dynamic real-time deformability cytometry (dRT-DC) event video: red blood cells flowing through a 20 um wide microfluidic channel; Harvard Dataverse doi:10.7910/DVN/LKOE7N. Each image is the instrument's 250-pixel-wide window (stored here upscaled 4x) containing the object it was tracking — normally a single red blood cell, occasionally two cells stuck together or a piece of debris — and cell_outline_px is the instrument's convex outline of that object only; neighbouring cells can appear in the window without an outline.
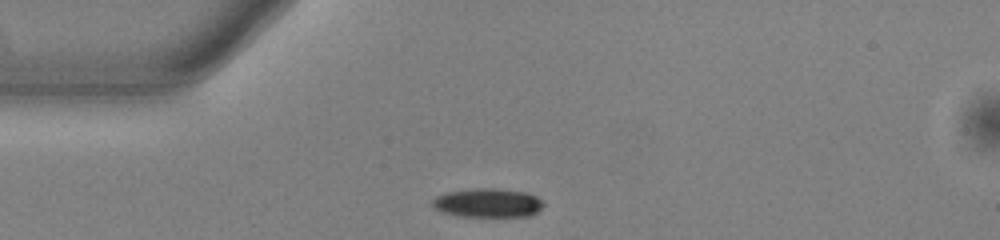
{"species": "common noctule bat (a hibernating species)", "species_latin": "Nyctalus noctula", "temperature_condition": "warm", "stored_images_in_passage": 41, "camera_frame_rate_fps": 3000, "um_per_image_px": 0.085, "animal": {"sex": "male", "body_mass_g": 13.0, "forearm_length_mm": 53.1}, "frame": {"image": 1, "passage_image": 1, "time_ms": 0.0, "image_size_px": [1000, 240], "cell_outline_px": [[544, 204], [532, 216], [464, 216], [444, 212], [436, 208], [432, 204], [432, 200], [436, 196], [448, 192], [476, 188], [496, 188], [524, 192], [536, 196]], "centroid_in_image_um": [41.48, 17.24], "position_along_channel_um": 43.5, "area_um2": 18.38}}
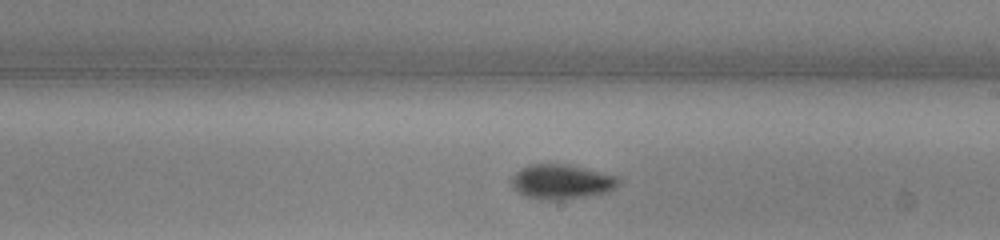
{"frame": {"image": 2, "passage_image": 18, "time_ms": 5.667, "image_size_px": [1000, 240], "cell_outline_px": [[620, 184], [616, 188], [608, 192], [560, 200], [552, 200], [524, 196], [516, 192], [512, 188], [512, 176], [520, 168], [532, 164], [564, 164], [620, 176]], "centroid_in_image_um": [47.74, 15.45], "position_along_channel_um": 241.3, "area_um2": 21.62}}
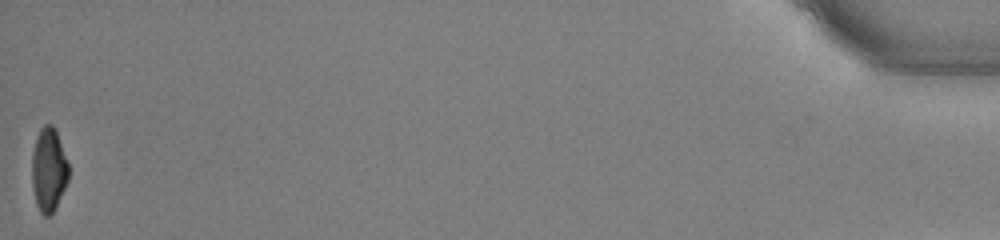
{"frame": {"image": 3, "passage_image": 41, "time_ms": 13.333, "image_size_px": [1000, 240], "cell_outline_px": [[68, 180], [56, 208], [48, 216], [44, 216], [40, 212], [36, 204], [32, 188], [32, 152], [40, 128], [44, 124], [52, 124], [56, 128], [68, 164]], "centroid_in_image_um": [4.13, 14.42], "position_along_channel_um": 431.1, "area_um2": 17.98}, "authors_computed_cell_mechanics": {"area_um2": 19.9988, "velocity_mm_per_s": 3.8426, "shape_relaxation_time_tau1_ms": 3.1156, "shape_relaxation_time_tau2_ms": 7.8263, "deformation_change_tau1": 0.1371, "deformation_change_tau2": 0.1444}}